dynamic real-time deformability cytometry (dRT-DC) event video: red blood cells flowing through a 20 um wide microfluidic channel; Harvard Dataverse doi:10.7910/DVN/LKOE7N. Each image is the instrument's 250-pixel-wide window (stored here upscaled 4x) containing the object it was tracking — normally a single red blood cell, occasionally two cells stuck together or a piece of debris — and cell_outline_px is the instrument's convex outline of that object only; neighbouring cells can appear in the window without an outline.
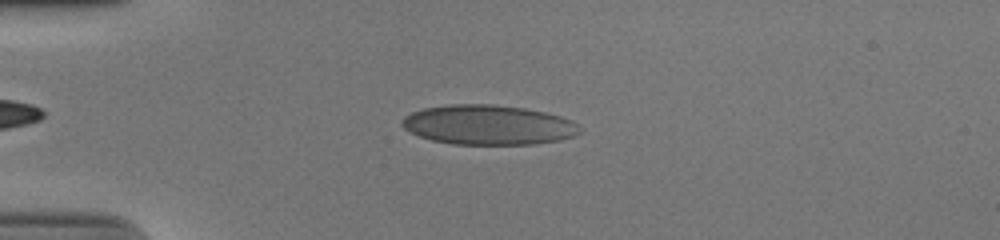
{"species": "human", "species_latin": "Homo sapiens", "temperature_condition": "cold", "stored_images_in_passage": 41, "camera_frame_rate_fps": 3000, "um_per_image_px": 0.085, "donor": {"sex": "male"}, "frame": {"image": 1, "passage_image": 8, "time_ms": 2.333, "image_size_px": [1000, 240], "cell_outline_px": [[584, 128], [576, 136], [560, 140], [536, 144], [452, 144], [432, 140], [420, 136], [404, 128], [400, 124], [400, 120], [404, 116], [412, 112], [424, 108], [452, 104], [492, 104], [524, 108], [544, 112], [560, 116], [572, 120]], "centroid_in_image_um": [41.54, 10.62], "position_along_channel_um": 43.5, "area_um2": 41.38}}
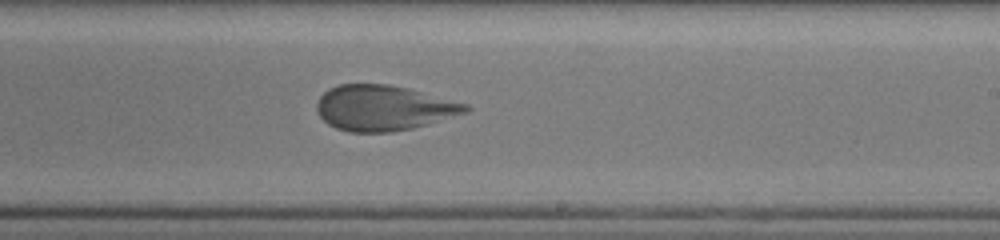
{"frame": {"image": 2, "passage_image": 27, "time_ms": 8.667, "image_size_px": [1000, 240], "cell_outline_px": [[472, 108], [468, 112], [428, 124], [412, 128], [392, 132], [348, 132], [336, 128], [328, 124], [320, 116], [316, 108], [316, 104], [320, 96], [328, 88], [340, 84], [388, 84], [408, 88], [468, 104]], "centroid_in_image_um": [32.6, 9.17], "position_along_channel_um": 256.4, "area_um2": 39.42}}
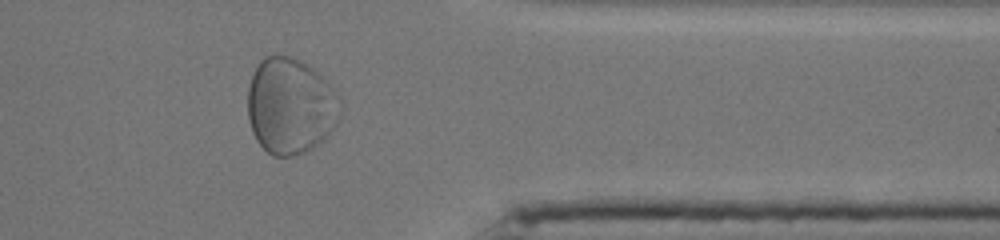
{"frame": {"image": 3, "passage_image": 38, "time_ms": 12.333, "image_size_px": [1000, 240], "cell_outline_px": [[344, 104], [340, 116], [336, 124], [324, 140], [312, 148], [296, 156], [272, 156], [256, 140], [252, 132], [248, 120], [248, 88], [252, 76], [260, 60], [264, 56], [276, 52], [292, 56], [308, 64], [332, 88]], "centroid_in_image_um": [24.69, 8.99], "position_along_channel_um": 386.7, "area_um2": 52.54}}